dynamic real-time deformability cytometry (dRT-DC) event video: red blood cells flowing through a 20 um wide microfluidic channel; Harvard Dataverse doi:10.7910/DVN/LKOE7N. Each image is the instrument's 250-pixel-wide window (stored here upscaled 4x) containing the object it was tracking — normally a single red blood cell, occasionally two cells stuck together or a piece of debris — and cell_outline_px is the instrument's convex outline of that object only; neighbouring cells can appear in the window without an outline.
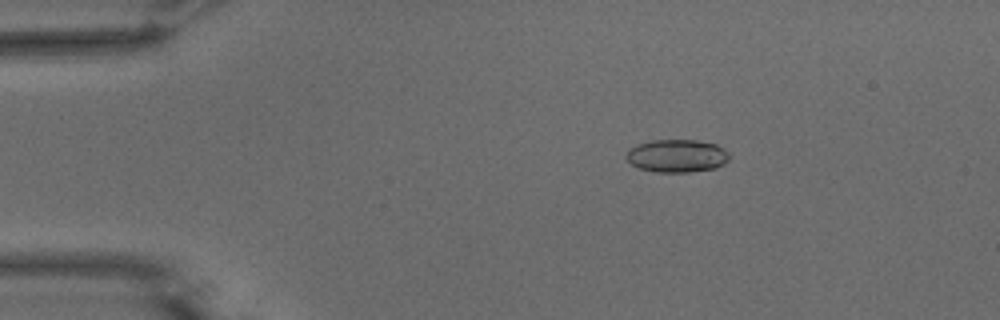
{"species": "common noctule bat (a hibernating species)", "species_latin": "Nyctalus noctula", "temperature_condition": "warm", "stored_images_in_passage": 55, "camera_frame_rate_fps": 3000, "um_per_image_px": 0.085, "animal": {"sex": "male", "body_mass_g": 15.6}, "frame": {"image": 1, "passage_image": 10, "time_ms": 3.0, "image_size_px": [1000, 320], "cell_outline_px": [[728, 160], [724, 164], [716, 168], [688, 172], [656, 172], [640, 168], [632, 164], [624, 156], [628, 148], [636, 144], [652, 140], [696, 140], [716, 144], [724, 148], [728, 152]], "centroid_in_image_um": [57.52, 13.24], "position_along_channel_um": 27.5, "area_um2": 19.88}}
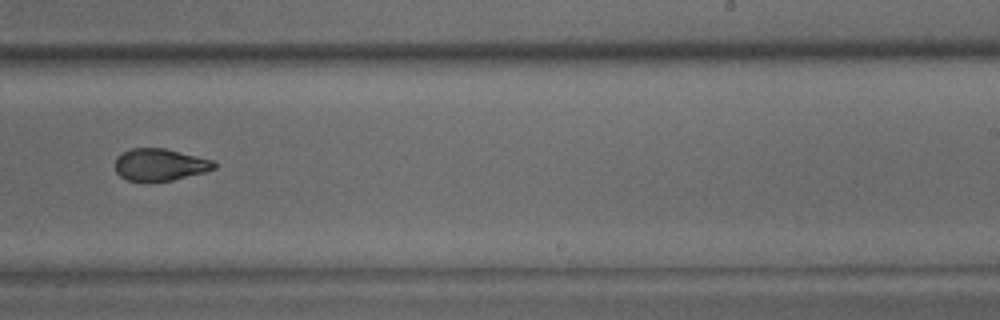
{"frame": {"image": 2, "passage_image": 35, "time_ms": 11.333, "image_size_px": [1000, 320], "cell_outline_px": [[216, 168], [204, 172], [172, 180], [128, 180], [120, 176], [116, 172], [116, 156], [132, 148], [164, 148], [212, 160], [216, 164]], "centroid_in_image_um": [13.59, 13.98], "position_along_channel_um": 275.4, "area_um2": 18.09}}
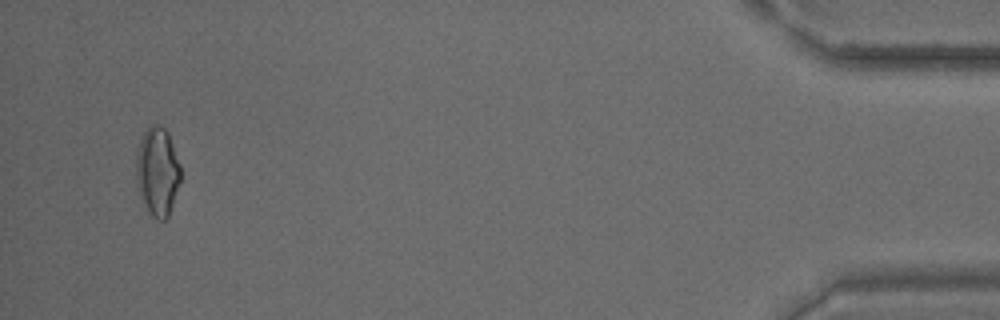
{"frame": {"image": 3, "passage_image": 53, "time_ms": 17.333, "image_size_px": [1000, 320], "cell_outline_px": [[180, 180], [168, 216], [164, 220], [160, 220], [152, 216], [148, 212], [136, 184], [136, 148], [144, 132], [152, 124], [160, 124], [168, 132], [180, 164]], "centroid_in_image_um": [13.37, 14.54], "position_along_channel_um": 421.8, "area_um2": 22.89}, "authors_computed_cell_mechanics": {"area_um2": 19.7098, "velocity_mm_per_s": 3.7167, "shape_relaxation_time_tau1_ms": null, "shape_relaxation_time_tau2_ms": 1.7796, "deformation_change_tau1": null, "deformation_change_tau2": 0.0762}}